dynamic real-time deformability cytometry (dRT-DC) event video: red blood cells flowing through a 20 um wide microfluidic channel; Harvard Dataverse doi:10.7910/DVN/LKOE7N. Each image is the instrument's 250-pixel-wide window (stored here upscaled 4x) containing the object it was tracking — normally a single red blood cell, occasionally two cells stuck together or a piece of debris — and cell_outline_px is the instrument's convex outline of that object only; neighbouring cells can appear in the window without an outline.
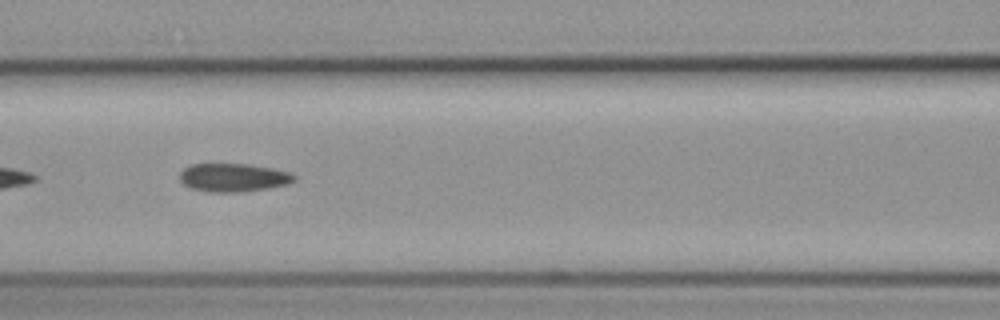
{"species": "common noctule bat (a hibernating species)", "species_latin": "Nyctalus noctula", "temperature_condition": "cold", "stored_images_in_passage": 10, "camera_frame_rate_fps": 3000, "um_per_image_px": 0.085, "animal": {"sex": "female", "body_mass_g": 19.3, "forearm_length_mm": 54.1}, "frame": {"image": 1, "passage_image": 7, "time_ms": 8.0, "image_size_px": [1000, 320], "cell_outline_px": [[296, 180], [288, 184], [268, 188], [240, 192], [208, 192], [192, 188], [184, 184], [180, 180], [180, 172], [184, 168], [192, 164], [248, 164], [272, 168], [288, 172], [296, 176]], "centroid_in_image_um": [19.84, 15.09], "position_along_channel_um": 146.8, "area_um2": 18.84}}
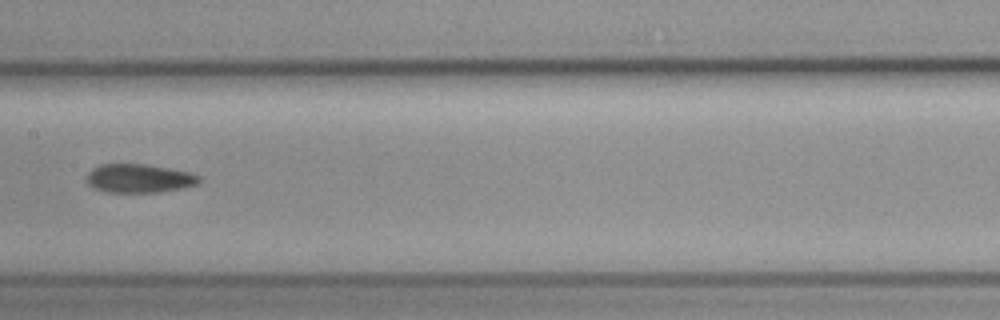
{"frame": {"image": 2, "passage_image": 8, "time_ms": 9.333, "image_size_px": [1000, 320], "cell_outline_px": [[200, 180], [196, 184], [184, 188], [160, 192], [108, 192], [96, 188], [88, 184], [88, 172], [92, 168], [100, 164], [144, 164], [168, 168], [188, 172], [200, 176]], "centroid_in_image_um": [11.83, 15.16], "position_along_channel_um": 195.6, "area_um2": 18.61}}